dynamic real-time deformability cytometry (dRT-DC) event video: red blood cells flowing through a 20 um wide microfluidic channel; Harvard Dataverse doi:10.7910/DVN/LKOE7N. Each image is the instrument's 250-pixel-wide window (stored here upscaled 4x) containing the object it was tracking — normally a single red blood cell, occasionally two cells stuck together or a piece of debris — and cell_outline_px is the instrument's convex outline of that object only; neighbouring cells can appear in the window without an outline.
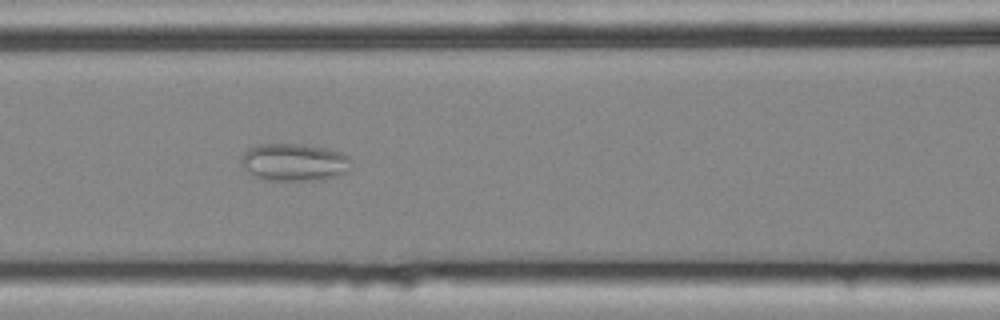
{"species": "common noctule bat (a hibernating species)", "species_latin": "Nyctalus noctula", "temperature_condition": "cold", "stored_images_in_passage": 45, "camera_frame_rate_fps": 3000, "um_per_image_px": 0.085, "animal": {"sex": "female", "body_mass_g": 25.1}, "frame": {"image": 1, "passage_image": 14, "time_ms": 4.333, "image_size_px": [1000, 320], "cell_outline_px": [[352, 168], [348, 172], [340, 176], [324, 180], [264, 180], [256, 176], [244, 168], [240, 164], [240, 156], [248, 148], [256, 144], [300, 144], [324, 148], [340, 152], [348, 156], [352, 160]], "centroid_in_image_um": [25.04, 13.8], "position_along_channel_um": 141.6, "area_um2": 24.45}}
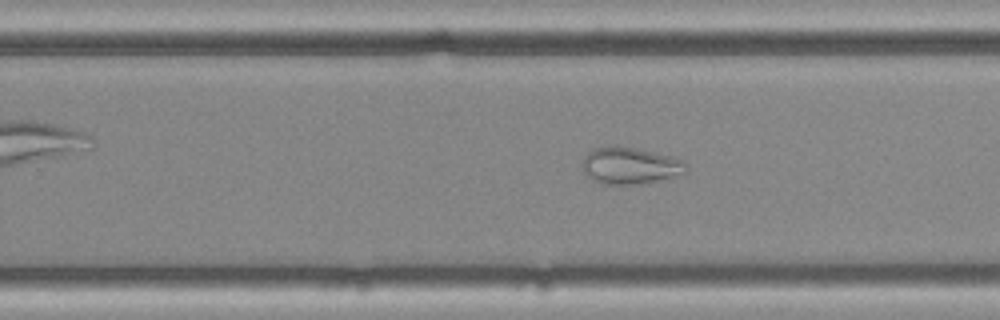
{"frame": {"image": 2, "passage_image": 25, "time_ms": 8.0, "image_size_px": [1000, 320], "cell_outline_px": [[688, 164], [684, 172], [672, 176], [640, 184], [604, 184], [592, 180], [584, 172], [584, 156], [588, 152], [596, 148], [636, 148], [672, 156], [684, 160]], "centroid_in_image_um": [53.58, 14.1], "position_along_channel_um": 276.2, "area_um2": 21.56}}
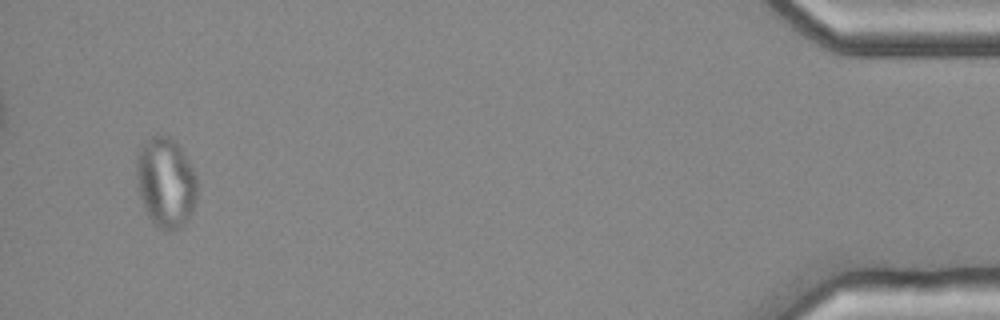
{"frame": {"image": 3, "passage_image": 43, "time_ms": 14.0, "image_size_px": [1000, 320], "cell_outline_px": [[196, 200], [192, 212], [184, 224], [180, 228], [168, 232], [164, 232], [148, 216], [144, 208], [140, 196], [136, 176], [136, 156], [140, 148], [152, 136], [164, 132], [180, 148], [192, 168], [196, 176]], "centroid_in_image_um": [14.07, 15.52], "position_along_channel_um": 421.1, "area_um2": 31.79}, "authors_computed_cell_mechanics": {"area_um2": 27.9174, "velocity_mm_per_s": 3.6809, "shape_relaxation_time_tau1_ms": null, "shape_relaxation_time_tau2_ms": 1.8599, "deformation_change_tau1": null, "deformation_change_tau2": 0.0534}}